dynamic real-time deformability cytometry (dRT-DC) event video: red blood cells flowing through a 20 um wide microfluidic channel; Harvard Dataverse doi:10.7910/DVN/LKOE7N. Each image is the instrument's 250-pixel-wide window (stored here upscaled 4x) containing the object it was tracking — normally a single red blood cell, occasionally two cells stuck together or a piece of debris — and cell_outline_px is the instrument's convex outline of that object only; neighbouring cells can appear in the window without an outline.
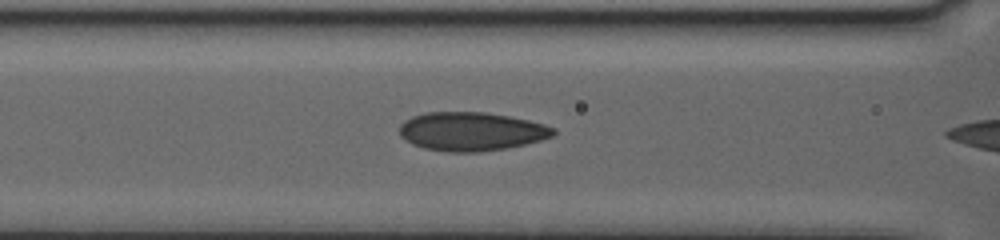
{"species": "human", "species_latin": "Homo sapiens", "temperature_condition": "warm", "stored_images_in_passage": 7, "camera_frame_rate_fps": 3000, "um_per_image_px": 0.085, "donor": {"sex": "female"}, "frame": {"image": 1, "passage_image": 3, "time_ms": 0.667, "image_size_px": [1000, 240], "cell_outline_px": [[556, 132], [552, 136], [540, 140], [508, 148], [476, 152], [448, 152], [424, 148], [412, 144], [404, 140], [400, 136], [400, 124], [404, 120], [412, 116], [424, 112], [488, 112], [528, 120], [544, 124], [556, 128]], "centroid_in_image_um": [40.04, 11.17], "position_along_channel_um": 126.6, "area_um2": 34.85}}
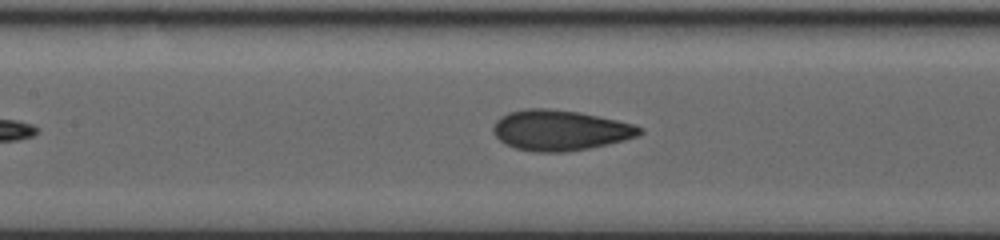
{"frame": {"image": 2, "passage_image": 5, "time_ms": 1.667, "image_size_px": [1000, 240], "cell_outline_px": [[644, 132], [640, 136], [608, 144], [588, 148], [564, 152], [536, 152], [516, 148], [504, 144], [492, 132], [492, 128], [496, 120], [500, 116], [508, 112], [524, 108], [548, 108], [580, 112], [636, 124], [644, 128]], "centroid_in_image_um": [47.62, 11.06], "position_along_channel_um": 159.8, "area_um2": 34.91}}